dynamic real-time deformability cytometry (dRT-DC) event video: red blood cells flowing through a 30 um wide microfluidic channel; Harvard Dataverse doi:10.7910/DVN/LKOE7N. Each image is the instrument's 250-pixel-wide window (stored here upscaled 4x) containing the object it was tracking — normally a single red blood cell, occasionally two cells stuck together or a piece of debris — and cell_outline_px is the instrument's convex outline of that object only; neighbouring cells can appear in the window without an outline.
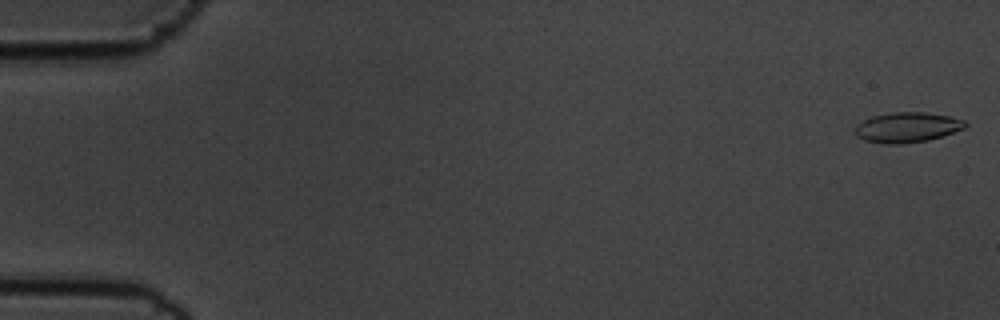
{"species": "common noctule bat (a hibernating species)", "species_latin": "Nyctalus noctula", "temperature_condition": "cold", "stored_images_in_passage": 56, "camera_frame_rate_fps": 3000, "um_per_image_px": 0.085, "animal": {"sex": "male", "body_mass_g": 19.5, "forearm_length_mm": 54.6}, "frame": {"image": 1, "passage_image": 1, "time_ms": 0.0, "image_size_px": [1000, 320], "cell_outline_px": [[968, 124], [964, 128], [928, 140], [900, 144], [884, 144], [864, 140], [856, 136], [852, 132], [856, 124], [872, 116], [892, 112], [924, 112], [952, 116], [964, 120]], "centroid_in_image_um": [77.06, 10.82], "position_along_channel_um": 7.9, "area_um2": 19.48}}
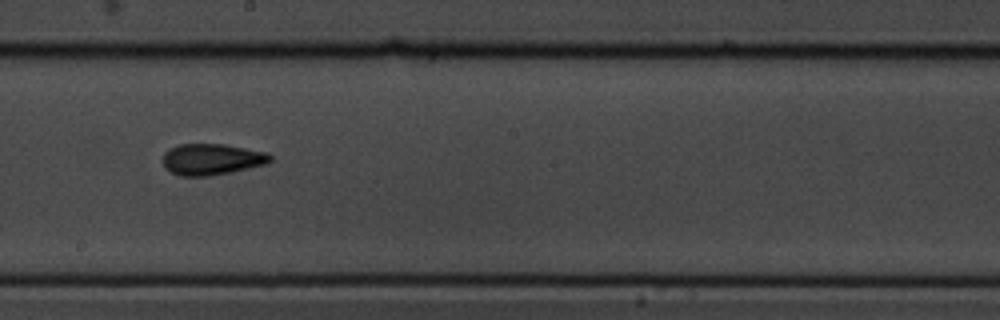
{"frame": {"image": 2, "passage_image": 32, "time_ms": 10.333, "image_size_px": [1000, 320], "cell_outline_px": [[272, 160], [268, 164], [208, 176], [180, 176], [164, 168], [164, 152], [168, 148], [180, 144], [224, 144], [268, 152], [272, 156]], "centroid_in_image_um": [18.01, 13.53], "position_along_channel_um": 230.2, "area_um2": 19.59}}
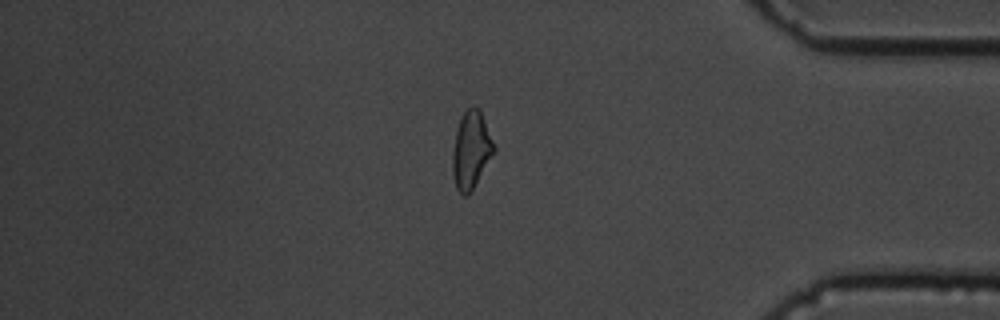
{"frame": {"image": 3, "passage_image": 48, "time_ms": 15.667, "image_size_px": [1000, 320], "cell_outline_px": [[496, 148], [468, 196], [464, 196], [456, 188], [452, 172], [452, 152], [456, 132], [460, 120], [464, 112], [472, 104], [480, 108]], "centroid_in_image_um": [40.03, 12.72], "position_along_channel_um": 395.2, "area_um2": 18.5}, "authors_computed_cell_mechanics": {"area_um2": 18.9295, "velocity_mm_per_s": 3.5728, "shape_relaxation_time_tau1_ms": 7.7578, "shape_relaxation_time_tau2_ms": 2.4559, "deformation_change_tau1": 0.1889, "deformation_change_tau2": 0.099}}